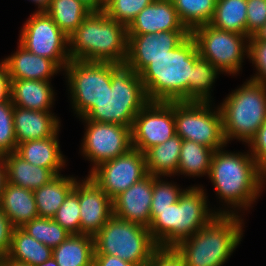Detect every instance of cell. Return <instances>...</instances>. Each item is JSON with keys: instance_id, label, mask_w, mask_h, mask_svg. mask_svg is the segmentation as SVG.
Instances as JSON below:
<instances>
[{"instance_id": "obj_1", "label": "cell", "mask_w": 266, "mask_h": 266, "mask_svg": "<svg viewBox=\"0 0 266 266\" xmlns=\"http://www.w3.org/2000/svg\"><path fill=\"white\" fill-rule=\"evenodd\" d=\"M199 57L190 34L178 47L154 58L139 73L149 102L189 101V78Z\"/></svg>"}, {"instance_id": "obj_2", "label": "cell", "mask_w": 266, "mask_h": 266, "mask_svg": "<svg viewBox=\"0 0 266 266\" xmlns=\"http://www.w3.org/2000/svg\"><path fill=\"white\" fill-rule=\"evenodd\" d=\"M204 190L191 187L184 190L178 202L165 209H151L150 234L159 248H174L208 224L217 214L209 213Z\"/></svg>"}, {"instance_id": "obj_3", "label": "cell", "mask_w": 266, "mask_h": 266, "mask_svg": "<svg viewBox=\"0 0 266 266\" xmlns=\"http://www.w3.org/2000/svg\"><path fill=\"white\" fill-rule=\"evenodd\" d=\"M68 39L71 60L125 64L127 27L103 11H91Z\"/></svg>"}, {"instance_id": "obj_4", "label": "cell", "mask_w": 266, "mask_h": 266, "mask_svg": "<svg viewBox=\"0 0 266 266\" xmlns=\"http://www.w3.org/2000/svg\"><path fill=\"white\" fill-rule=\"evenodd\" d=\"M238 215L217 214L191 237L183 239L174 250L185 266H221L241 241L242 223Z\"/></svg>"}, {"instance_id": "obj_5", "label": "cell", "mask_w": 266, "mask_h": 266, "mask_svg": "<svg viewBox=\"0 0 266 266\" xmlns=\"http://www.w3.org/2000/svg\"><path fill=\"white\" fill-rule=\"evenodd\" d=\"M265 175L259 169L253 156L213 152L209 177L217 194L234 207H248L262 188Z\"/></svg>"}, {"instance_id": "obj_6", "label": "cell", "mask_w": 266, "mask_h": 266, "mask_svg": "<svg viewBox=\"0 0 266 266\" xmlns=\"http://www.w3.org/2000/svg\"><path fill=\"white\" fill-rule=\"evenodd\" d=\"M148 102L139 74L125 64L111 63V87L85 118L132 128L134 118Z\"/></svg>"}, {"instance_id": "obj_7", "label": "cell", "mask_w": 266, "mask_h": 266, "mask_svg": "<svg viewBox=\"0 0 266 266\" xmlns=\"http://www.w3.org/2000/svg\"><path fill=\"white\" fill-rule=\"evenodd\" d=\"M219 109L226 142L234 137L249 143L266 120V85L247 81Z\"/></svg>"}, {"instance_id": "obj_8", "label": "cell", "mask_w": 266, "mask_h": 266, "mask_svg": "<svg viewBox=\"0 0 266 266\" xmlns=\"http://www.w3.org/2000/svg\"><path fill=\"white\" fill-rule=\"evenodd\" d=\"M95 253L109 254L145 266L159 248L149 228L113 215L94 236Z\"/></svg>"}, {"instance_id": "obj_9", "label": "cell", "mask_w": 266, "mask_h": 266, "mask_svg": "<svg viewBox=\"0 0 266 266\" xmlns=\"http://www.w3.org/2000/svg\"><path fill=\"white\" fill-rule=\"evenodd\" d=\"M210 102L175 101L174 118L176 135L183 140H190L214 151L227 144L222 124V115L210 111Z\"/></svg>"}, {"instance_id": "obj_10", "label": "cell", "mask_w": 266, "mask_h": 266, "mask_svg": "<svg viewBox=\"0 0 266 266\" xmlns=\"http://www.w3.org/2000/svg\"><path fill=\"white\" fill-rule=\"evenodd\" d=\"M65 70L75 111L83 118L111 87V63L70 60Z\"/></svg>"}, {"instance_id": "obj_11", "label": "cell", "mask_w": 266, "mask_h": 266, "mask_svg": "<svg viewBox=\"0 0 266 266\" xmlns=\"http://www.w3.org/2000/svg\"><path fill=\"white\" fill-rule=\"evenodd\" d=\"M191 35L201 58L208 60L219 71L231 74L239 71L245 55L243 52L248 53V45L243 43L249 38L247 35L219 30L210 24L194 28Z\"/></svg>"}, {"instance_id": "obj_12", "label": "cell", "mask_w": 266, "mask_h": 266, "mask_svg": "<svg viewBox=\"0 0 266 266\" xmlns=\"http://www.w3.org/2000/svg\"><path fill=\"white\" fill-rule=\"evenodd\" d=\"M20 45L35 55L53 60L60 68L71 60L69 37L55 24L44 11L38 10L26 22L20 34Z\"/></svg>"}, {"instance_id": "obj_13", "label": "cell", "mask_w": 266, "mask_h": 266, "mask_svg": "<svg viewBox=\"0 0 266 266\" xmlns=\"http://www.w3.org/2000/svg\"><path fill=\"white\" fill-rule=\"evenodd\" d=\"M147 175L145 154L132 147L95 167L89 177L113 200Z\"/></svg>"}, {"instance_id": "obj_14", "label": "cell", "mask_w": 266, "mask_h": 266, "mask_svg": "<svg viewBox=\"0 0 266 266\" xmlns=\"http://www.w3.org/2000/svg\"><path fill=\"white\" fill-rule=\"evenodd\" d=\"M175 135L174 102H148L134 118L132 147L144 153Z\"/></svg>"}, {"instance_id": "obj_15", "label": "cell", "mask_w": 266, "mask_h": 266, "mask_svg": "<svg viewBox=\"0 0 266 266\" xmlns=\"http://www.w3.org/2000/svg\"><path fill=\"white\" fill-rule=\"evenodd\" d=\"M88 124L83 141V153L95 165L114 159L132 148L131 128L112 123L94 122L83 117Z\"/></svg>"}, {"instance_id": "obj_16", "label": "cell", "mask_w": 266, "mask_h": 266, "mask_svg": "<svg viewBox=\"0 0 266 266\" xmlns=\"http://www.w3.org/2000/svg\"><path fill=\"white\" fill-rule=\"evenodd\" d=\"M190 31H164L157 34L128 35L125 65L139 74L154 58L178 47Z\"/></svg>"}, {"instance_id": "obj_17", "label": "cell", "mask_w": 266, "mask_h": 266, "mask_svg": "<svg viewBox=\"0 0 266 266\" xmlns=\"http://www.w3.org/2000/svg\"><path fill=\"white\" fill-rule=\"evenodd\" d=\"M81 234L95 236L113 216V200L88 176L78 183Z\"/></svg>"}, {"instance_id": "obj_18", "label": "cell", "mask_w": 266, "mask_h": 266, "mask_svg": "<svg viewBox=\"0 0 266 266\" xmlns=\"http://www.w3.org/2000/svg\"><path fill=\"white\" fill-rule=\"evenodd\" d=\"M153 175L148 174L113 199V215L149 228Z\"/></svg>"}, {"instance_id": "obj_19", "label": "cell", "mask_w": 266, "mask_h": 266, "mask_svg": "<svg viewBox=\"0 0 266 266\" xmlns=\"http://www.w3.org/2000/svg\"><path fill=\"white\" fill-rule=\"evenodd\" d=\"M164 31H189L181 22L171 0H153L127 27V35Z\"/></svg>"}, {"instance_id": "obj_20", "label": "cell", "mask_w": 266, "mask_h": 266, "mask_svg": "<svg viewBox=\"0 0 266 266\" xmlns=\"http://www.w3.org/2000/svg\"><path fill=\"white\" fill-rule=\"evenodd\" d=\"M49 111L14 106L13 122L17 145L30 140L49 138L58 133L59 121Z\"/></svg>"}, {"instance_id": "obj_21", "label": "cell", "mask_w": 266, "mask_h": 266, "mask_svg": "<svg viewBox=\"0 0 266 266\" xmlns=\"http://www.w3.org/2000/svg\"><path fill=\"white\" fill-rule=\"evenodd\" d=\"M11 57L6 58L10 79L49 81L50 76L61 69L53 60L35 55L23 46Z\"/></svg>"}, {"instance_id": "obj_22", "label": "cell", "mask_w": 266, "mask_h": 266, "mask_svg": "<svg viewBox=\"0 0 266 266\" xmlns=\"http://www.w3.org/2000/svg\"><path fill=\"white\" fill-rule=\"evenodd\" d=\"M0 207L14 228H22L39 217L33 191L9 183L2 193Z\"/></svg>"}, {"instance_id": "obj_23", "label": "cell", "mask_w": 266, "mask_h": 266, "mask_svg": "<svg viewBox=\"0 0 266 266\" xmlns=\"http://www.w3.org/2000/svg\"><path fill=\"white\" fill-rule=\"evenodd\" d=\"M2 157L9 184L34 191L49 183L56 176L49 168L32 165L15 152Z\"/></svg>"}, {"instance_id": "obj_24", "label": "cell", "mask_w": 266, "mask_h": 266, "mask_svg": "<svg viewBox=\"0 0 266 266\" xmlns=\"http://www.w3.org/2000/svg\"><path fill=\"white\" fill-rule=\"evenodd\" d=\"M11 80V101L14 106L36 111H49L53 102V90L49 81Z\"/></svg>"}, {"instance_id": "obj_25", "label": "cell", "mask_w": 266, "mask_h": 266, "mask_svg": "<svg viewBox=\"0 0 266 266\" xmlns=\"http://www.w3.org/2000/svg\"><path fill=\"white\" fill-rule=\"evenodd\" d=\"M57 135L20 143L15 153L32 165L49 168L59 175V169L65 165V160L60 152Z\"/></svg>"}, {"instance_id": "obj_26", "label": "cell", "mask_w": 266, "mask_h": 266, "mask_svg": "<svg viewBox=\"0 0 266 266\" xmlns=\"http://www.w3.org/2000/svg\"><path fill=\"white\" fill-rule=\"evenodd\" d=\"M94 253V237L83 234H71L52 249V257L59 266H90L94 262Z\"/></svg>"}, {"instance_id": "obj_27", "label": "cell", "mask_w": 266, "mask_h": 266, "mask_svg": "<svg viewBox=\"0 0 266 266\" xmlns=\"http://www.w3.org/2000/svg\"><path fill=\"white\" fill-rule=\"evenodd\" d=\"M183 139L173 136L160 145L147 149L145 154L148 174L165 176L178 173L179 156Z\"/></svg>"}, {"instance_id": "obj_28", "label": "cell", "mask_w": 266, "mask_h": 266, "mask_svg": "<svg viewBox=\"0 0 266 266\" xmlns=\"http://www.w3.org/2000/svg\"><path fill=\"white\" fill-rule=\"evenodd\" d=\"M76 180L56 175L49 183L33 191L39 217L53 218L68 194L74 189Z\"/></svg>"}, {"instance_id": "obj_29", "label": "cell", "mask_w": 266, "mask_h": 266, "mask_svg": "<svg viewBox=\"0 0 266 266\" xmlns=\"http://www.w3.org/2000/svg\"><path fill=\"white\" fill-rule=\"evenodd\" d=\"M7 258L12 261L36 266L52 257V249L31 237L22 228H14Z\"/></svg>"}, {"instance_id": "obj_30", "label": "cell", "mask_w": 266, "mask_h": 266, "mask_svg": "<svg viewBox=\"0 0 266 266\" xmlns=\"http://www.w3.org/2000/svg\"><path fill=\"white\" fill-rule=\"evenodd\" d=\"M247 0H216L209 24L224 31L246 35Z\"/></svg>"}, {"instance_id": "obj_31", "label": "cell", "mask_w": 266, "mask_h": 266, "mask_svg": "<svg viewBox=\"0 0 266 266\" xmlns=\"http://www.w3.org/2000/svg\"><path fill=\"white\" fill-rule=\"evenodd\" d=\"M44 11L68 37L91 12L79 0H50Z\"/></svg>"}, {"instance_id": "obj_32", "label": "cell", "mask_w": 266, "mask_h": 266, "mask_svg": "<svg viewBox=\"0 0 266 266\" xmlns=\"http://www.w3.org/2000/svg\"><path fill=\"white\" fill-rule=\"evenodd\" d=\"M214 150L190 140H183L178 172L192 176L208 174Z\"/></svg>"}, {"instance_id": "obj_33", "label": "cell", "mask_w": 266, "mask_h": 266, "mask_svg": "<svg viewBox=\"0 0 266 266\" xmlns=\"http://www.w3.org/2000/svg\"><path fill=\"white\" fill-rule=\"evenodd\" d=\"M181 22L191 32L209 24L216 7V0H171Z\"/></svg>"}, {"instance_id": "obj_34", "label": "cell", "mask_w": 266, "mask_h": 266, "mask_svg": "<svg viewBox=\"0 0 266 266\" xmlns=\"http://www.w3.org/2000/svg\"><path fill=\"white\" fill-rule=\"evenodd\" d=\"M219 70L208 60L199 57L189 78V101L209 102V90Z\"/></svg>"}, {"instance_id": "obj_35", "label": "cell", "mask_w": 266, "mask_h": 266, "mask_svg": "<svg viewBox=\"0 0 266 266\" xmlns=\"http://www.w3.org/2000/svg\"><path fill=\"white\" fill-rule=\"evenodd\" d=\"M22 229L51 249L59 246L71 235L52 218L45 217H37L29 221Z\"/></svg>"}, {"instance_id": "obj_36", "label": "cell", "mask_w": 266, "mask_h": 266, "mask_svg": "<svg viewBox=\"0 0 266 266\" xmlns=\"http://www.w3.org/2000/svg\"><path fill=\"white\" fill-rule=\"evenodd\" d=\"M70 234H81L78 182L52 218Z\"/></svg>"}, {"instance_id": "obj_37", "label": "cell", "mask_w": 266, "mask_h": 266, "mask_svg": "<svg viewBox=\"0 0 266 266\" xmlns=\"http://www.w3.org/2000/svg\"><path fill=\"white\" fill-rule=\"evenodd\" d=\"M153 0H106L103 12L126 27Z\"/></svg>"}, {"instance_id": "obj_38", "label": "cell", "mask_w": 266, "mask_h": 266, "mask_svg": "<svg viewBox=\"0 0 266 266\" xmlns=\"http://www.w3.org/2000/svg\"><path fill=\"white\" fill-rule=\"evenodd\" d=\"M13 111L11 99L0 103V156L15 152L17 148Z\"/></svg>"}, {"instance_id": "obj_39", "label": "cell", "mask_w": 266, "mask_h": 266, "mask_svg": "<svg viewBox=\"0 0 266 266\" xmlns=\"http://www.w3.org/2000/svg\"><path fill=\"white\" fill-rule=\"evenodd\" d=\"M160 176H153V192L151 209H165L168 206L178 202L181 194L184 192L180 191L175 185L161 182Z\"/></svg>"}, {"instance_id": "obj_40", "label": "cell", "mask_w": 266, "mask_h": 266, "mask_svg": "<svg viewBox=\"0 0 266 266\" xmlns=\"http://www.w3.org/2000/svg\"><path fill=\"white\" fill-rule=\"evenodd\" d=\"M248 55L259 73L250 80L266 85V41L257 40L254 36L248 38Z\"/></svg>"}, {"instance_id": "obj_41", "label": "cell", "mask_w": 266, "mask_h": 266, "mask_svg": "<svg viewBox=\"0 0 266 266\" xmlns=\"http://www.w3.org/2000/svg\"><path fill=\"white\" fill-rule=\"evenodd\" d=\"M266 23V0H247L246 35L254 34Z\"/></svg>"}, {"instance_id": "obj_42", "label": "cell", "mask_w": 266, "mask_h": 266, "mask_svg": "<svg viewBox=\"0 0 266 266\" xmlns=\"http://www.w3.org/2000/svg\"><path fill=\"white\" fill-rule=\"evenodd\" d=\"M249 144L252 146L251 155L257 162L261 172L266 177V120L258 129L255 136L250 140Z\"/></svg>"}, {"instance_id": "obj_43", "label": "cell", "mask_w": 266, "mask_h": 266, "mask_svg": "<svg viewBox=\"0 0 266 266\" xmlns=\"http://www.w3.org/2000/svg\"><path fill=\"white\" fill-rule=\"evenodd\" d=\"M145 266H185L174 248H158Z\"/></svg>"}, {"instance_id": "obj_44", "label": "cell", "mask_w": 266, "mask_h": 266, "mask_svg": "<svg viewBox=\"0 0 266 266\" xmlns=\"http://www.w3.org/2000/svg\"><path fill=\"white\" fill-rule=\"evenodd\" d=\"M14 227L0 207V256L6 257L10 251Z\"/></svg>"}, {"instance_id": "obj_45", "label": "cell", "mask_w": 266, "mask_h": 266, "mask_svg": "<svg viewBox=\"0 0 266 266\" xmlns=\"http://www.w3.org/2000/svg\"><path fill=\"white\" fill-rule=\"evenodd\" d=\"M11 80L5 61L0 63V103L8 102L11 99Z\"/></svg>"}, {"instance_id": "obj_46", "label": "cell", "mask_w": 266, "mask_h": 266, "mask_svg": "<svg viewBox=\"0 0 266 266\" xmlns=\"http://www.w3.org/2000/svg\"><path fill=\"white\" fill-rule=\"evenodd\" d=\"M95 266H139L135 263L126 262L119 257L109 254H94Z\"/></svg>"}, {"instance_id": "obj_47", "label": "cell", "mask_w": 266, "mask_h": 266, "mask_svg": "<svg viewBox=\"0 0 266 266\" xmlns=\"http://www.w3.org/2000/svg\"><path fill=\"white\" fill-rule=\"evenodd\" d=\"M91 11H103L106 0H79Z\"/></svg>"}, {"instance_id": "obj_48", "label": "cell", "mask_w": 266, "mask_h": 266, "mask_svg": "<svg viewBox=\"0 0 266 266\" xmlns=\"http://www.w3.org/2000/svg\"><path fill=\"white\" fill-rule=\"evenodd\" d=\"M6 183H7L6 167H5L3 157L0 156V201L2 198V193L5 189Z\"/></svg>"}, {"instance_id": "obj_49", "label": "cell", "mask_w": 266, "mask_h": 266, "mask_svg": "<svg viewBox=\"0 0 266 266\" xmlns=\"http://www.w3.org/2000/svg\"><path fill=\"white\" fill-rule=\"evenodd\" d=\"M257 40L266 41V23L254 34Z\"/></svg>"}, {"instance_id": "obj_50", "label": "cell", "mask_w": 266, "mask_h": 266, "mask_svg": "<svg viewBox=\"0 0 266 266\" xmlns=\"http://www.w3.org/2000/svg\"><path fill=\"white\" fill-rule=\"evenodd\" d=\"M2 266H29V265L18 263V262L12 261L11 259L7 257H3Z\"/></svg>"}, {"instance_id": "obj_51", "label": "cell", "mask_w": 266, "mask_h": 266, "mask_svg": "<svg viewBox=\"0 0 266 266\" xmlns=\"http://www.w3.org/2000/svg\"><path fill=\"white\" fill-rule=\"evenodd\" d=\"M33 2H35L36 4H38V8H40L39 10H44L47 6L50 0H31Z\"/></svg>"}, {"instance_id": "obj_52", "label": "cell", "mask_w": 266, "mask_h": 266, "mask_svg": "<svg viewBox=\"0 0 266 266\" xmlns=\"http://www.w3.org/2000/svg\"><path fill=\"white\" fill-rule=\"evenodd\" d=\"M36 266H59L53 257H50L47 261Z\"/></svg>"}, {"instance_id": "obj_53", "label": "cell", "mask_w": 266, "mask_h": 266, "mask_svg": "<svg viewBox=\"0 0 266 266\" xmlns=\"http://www.w3.org/2000/svg\"><path fill=\"white\" fill-rule=\"evenodd\" d=\"M3 263V256H0V266H2Z\"/></svg>"}]
</instances>
